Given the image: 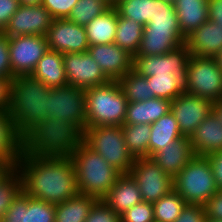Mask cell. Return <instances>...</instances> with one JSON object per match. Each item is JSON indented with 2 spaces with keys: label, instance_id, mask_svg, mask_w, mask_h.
Listing matches in <instances>:
<instances>
[{
  "label": "cell",
  "instance_id": "obj_41",
  "mask_svg": "<svg viewBox=\"0 0 222 222\" xmlns=\"http://www.w3.org/2000/svg\"><path fill=\"white\" fill-rule=\"evenodd\" d=\"M78 0H43L45 7L53 19H66Z\"/></svg>",
  "mask_w": 222,
  "mask_h": 222
},
{
  "label": "cell",
  "instance_id": "obj_37",
  "mask_svg": "<svg viewBox=\"0 0 222 222\" xmlns=\"http://www.w3.org/2000/svg\"><path fill=\"white\" fill-rule=\"evenodd\" d=\"M110 7L103 0H78L66 19L77 25L86 26L96 16L101 15Z\"/></svg>",
  "mask_w": 222,
  "mask_h": 222
},
{
  "label": "cell",
  "instance_id": "obj_55",
  "mask_svg": "<svg viewBox=\"0 0 222 222\" xmlns=\"http://www.w3.org/2000/svg\"><path fill=\"white\" fill-rule=\"evenodd\" d=\"M163 1L166 2V3H169L171 5H174L175 2H176V0H163Z\"/></svg>",
  "mask_w": 222,
  "mask_h": 222
},
{
  "label": "cell",
  "instance_id": "obj_18",
  "mask_svg": "<svg viewBox=\"0 0 222 222\" xmlns=\"http://www.w3.org/2000/svg\"><path fill=\"white\" fill-rule=\"evenodd\" d=\"M185 44L191 55L215 57L222 50V26L208 19L186 37Z\"/></svg>",
  "mask_w": 222,
  "mask_h": 222
},
{
  "label": "cell",
  "instance_id": "obj_53",
  "mask_svg": "<svg viewBox=\"0 0 222 222\" xmlns=\"http://www.w3.org/2000/svg\"><path fill=\"white\" fill-rule=\"evenodd\" d=\"M204 222H222V221L217 220V219H213V218H208V217L206 216V218H205V221H204Z\"/></svg>",
  "mask_w": 222,
  "mask_h": 222
},
{
  "label": "cell",
  "instance_id": "obj_12",
  "mask_svg": "<svg viewBox=\"0 0 222 222\" xmlns=\"http://www.w3.org/2000/svg\"><path fill=\"white\" fill-rule=\"evenodd\" d=\"M63 62L68 85L86 89L111 81L88 52L63 54Z\"/></svg>",
  "mask_w": 222,
  "mask_h": 222
},
{
  "label": "cell",
  "instance_id": "obj_29",
  "mask_svg": "<svg viewBox=\"0 0 222 222\" xmlns=\"http://www.w3.org/2000/svg\"><path fill=\"white\" fill-rule=\"evenodd\" d=\"M183 34L143 32L140 47L136 55H162L185 43Z\"/></svg>",
  "mask_w": 222,
  "mask_h": 222
},
{
  "label": "cell",
  "instance_id": "obj_32",
  "mask_svg": "<svg viewBox=\"0 0 222 222\" xmlns=\"http://www.w3.org/2000/svg\"><path fill=\"white\" fill-rule=\"evenodd\" d=\"M143 30V25L136 23L132 19L123 18L118 15L114 43L134 56L139 50Z\"/></svg>",
  "mask_w": 222,
  "mask_h": 222
},
{
  "label": "cell",
  "instance_id": "obj_51",
  "mask_svg": "<svg viewBox=\"0 0 222 222\" xmlns=\"http://www.w3.org/2000/svg\"><path fill=\"white\" fill-rule=\"evenodd\" d=\"M43 0H19V5L23 6H33L42 5Z\"/></svg>",
  "mask_w": 222,
  "mask_h": 222
},
{
  "label": "cell",
  "instance_id": "obj_5",
  "mask_svg": "<svg viewBox=\"0 0 222 222\" xmlns=\"http://www.w3.org/2000/svg\"><path fill=\"white\" fill-rule=\"evenodd\" d=\"M87 127L124 124L128 101L118 83L85 89Z\"/></svg>",
  "mask_w": 222,
  "mask_h": 222
},
{
  "label": "cell",
  "instance_id": "obj_34",
  "mask_svg": "<svg viewBox=\"0 0 222 222\" xmlns=\"http://www.w3.org/2000/svg\"><path fill=\"white\" fill-rule=\"evenodd\" d=\"M118 83L128 101L139 102L155 98L150 93V85L146 77L137 73L135 70L128 71L123 77L118 80Z\"/></svg>",
  "mask_w": 222,
  "mask_h": 222
},
{
  "label": "cell",
  "instance_id": "obj_19",
  "mask_svg": "<svg viewBox=\"0 0 222 222\" xmlns=\"http://www.w3.org/2000/svg\"><path fill=\"white\" fill-rule=\"evenodd\" d=\"M194 156L190 138L181 136L151 158L173 179Z\"/></svg>",
  "mask_w": 222,
  "mask_h": 222
},
{
  "label": "cell",
  "instance_id": "obj_35",
  "mask_svg": "<svg viewBox=\"0 0 222 222\" xmlns=\"http://www.w3.org/2000/svg\"><path fill=\"white\" fill-rule=\"evenodd\" d=\"M155 0H123L115 2L118 15L145 26L153 18Z\"/></svg>",
  "mask_w": 222,
  "mask_h": 222
},
{
  "label": "cell",
  "instance_id": "obj_21",
  "mask_svg": "<svg viewBox=\"0 0 222 222\" xmlns=\"http://www.w3.org/2000/svg\"><path fill=\"white\" fill-rule=\"evenodd\" d=\"M28 142L18 132L9 111H0V161L16 167Z\"/></svg>",
  "mask_w": 222,
  "mask_h": 222
},
{
  "label": "cell",
  "instance_id": "obj_7",
  "mask_svg": "<svg viewBox=\"0 0 222 222\" xmlns=\"http://www.w3.org/2000/svg\"><path fill=\"white\" fill-rule=\"evenodd\" d=\"M79 138L122 174L129 173L136 160L120 125L87 127Z\"/></svg>",
  "mask_w": 222,
  "mask_h": 222
},
{
  "label": "cell",
  "instance_id": "obj_44",
  "mask_svg": "<svg viewBox=\"0 0 222 222\" xmlns=\"http://www.w3.org/2000/svg\"><path fill=\"white\" fill-rule=\"evenodd\" d=\"M19 7V0H0V32L8 25Z\"/></svg>",
  "mask_w": 222,
  "mask_h": 222
},
{
  "label": "cell",
  "instance_id": "obj_23",
  "mask_svg": "<svg viewBox=\"0 0 222 222\" xmlns=\"http://www.w3.org/2000/svg\"><path fill=\"white\" fill-rule=\"evenodd\" d=\"M33 79L46 84L49 88L68 85L63 62V53L48 50L38 61L30 75Z\"/></svg>",
  "mask_w": 222,
  "mask_h": 222
},
{
  "label": "cell",
  "instance_id": "obj_26",
  "mask_svg": "<svg viewBox=\"0 0 222 222\" xmlns=\"http://www.w3.org/2000/svg\"><path fill=\"white\" fill-rule=\"evenodd\" d=\"M118 12L114 6L90 21L85 28L89 46L114 43Z\"/></svg>",
  "mask_w": 222,
  "mask_h": 222
},
{
  "label": "cell",
  "instance_id": "obj_3",
  "mask_svg": "<svg viewBox=\"0 0 222 222\" xmlns=\"http://www.w3.org/2000/svg\"><path fill=\"white\" fill-rule=\"evenodd\" d=\"M87 128L85 89L73 85L51 88L46 118V144L78 138Z\"/></svg>",
  "mask_w": 222,
  "mask_h": 222
},
{
  "label": "cell",
  "instance_id": "obj_16",
  "mask_svg": "<svg viewBox=\"0 0 222 222\" xmlns=\"http://www.w3.org/2000/svg\"><path fill=\"white\" fill-rule=\"evenodd\" d=\"M55 205L29 197L21 191L1 222H54Z\"/></svg>",
  "mask_w": 222,
  "mask_h": 222
},
{
  "label": "cell",
  "instance_id": "obj_42",
  "mask_svg": "<svg viewBox=\"0 0 222 222\" xmlns=\"http://www.w3.org/2000/svg\"><path fill=\"white\" fill-rule=\"evenodd\" d=\"M0 78L14 79L9 55V37L0 32Z\"/></svg>",
  "mask_w": 222,
  "mask_h": 222
},
{
  "label": "cell",
  "instance_id": "obj_30",
  "mask_svg": "<svg viewBox=\"0 0 222 222\" xmlns=\"http://www.w3.org/2000/svg\"><path fill=\"white\" fill-rule=\"evenodd\" d=\"M143 32L182 34L174 5L155 0L153 18L144 26Z\"/></svg>",
  "mask_w": 222,
  "mask_h": 222
},
{
  "label": "cell",
  "instance_id": "obj_22",
  "mask_svg": "<svg viewBox=\"0 0 222 222\" xmlns=\"http://www.w3.org/2000/svg\"><path fill=\"white\" fill-rule=\"evenodd\" d=\"M102 200L120 216L143 201L139 187L129 173L121 174Z\"/></svg>",
  "mask_w": 222,
  "mask_h": 222
},
{
  "label": "cell",
  "instance_id": "obj_13",
  "mask_svg": "<svg viewBox=\"0 0 222 222\" xmlns=\"http://www.w3.org/2000/svg\"><path fill=\"white\" fill-rule=\"evenodd\" d=\"M212 111V102L184 92L170 101V112L178 121L183 136H190Z\"/></svg>",
  "mask_w": 222,
  "mask_h": 222
},
{
  "label": "cell",
  "instance_id": "obj_31",
  "mask_svg": "<svg viewBox=\"0 0 222 222\" xmlns=\"http://www.w3.org/2000/svg\"><path fill=\"white\" fill-rule=\"evenodd\" d=\"M124 139L133 157H149L151 124H123Z\"/></svg>",
  "mask_w": 222,
  "mask_h": 222
},
{
  "label": "cell",
  "instance_id": "obj_15",
  "mask_svg": "<svg viewBox=\"0 0 222 222\" xmlns=\"http://www.w3.org/2000/svg\"><path fill=\"white\" fill-rule=\"evenodd\" d=\"M52 21L53 18L49 11L42 5H19L2 32L8 37L24 35L45 36Z\"/></svg>",
  "mask_w": 222,
  "mask_h": 222
},
{
  "label": "cell",
  "instance_id": "obj_50",
  "mask_svg": "<svg viewBox=\"0 0 222 222\" xmlns=\"http://www.w3.org/2000/svg\"><path fill=\"white\" fill-rule=\"evenodd\" d=\"M12 169V167L0 161V180Z\"/></svg>",
  "mask_w": 222,
  "mask_h": 222
},
{
  "label": "cell",
  "instance_id": "obj_4",
  "mask_svg": "<svg viewBox=\"0 0 222 222\" xmlns=\"http://www.w3.org/2000/svg\"><path fill=\"white\" fill-rule=\"evenodd\" d=\"M74 161L79 193L102 200L122 174L79 137L60 143Z\"/></svg>",
  "mask_w": 222,
  "mask_h": 222
},
{
  "label": "cell",
  "instance_id": "obj_45",
  "mask_svg": "<svg viewBox=\"0 0 222 222\" xmlns=\"http://www.w3.org/2000/svg\"><path fill=\"white\" fill-rule=\"evenodd\" d=\"M205 214L208 218L222 221V194L218 191L204 204Z\"/></svg>",
  "mask_w": 222,
  "mask_h": 222
},
{
  "label": "cell",
  "instance_id": "obj_28",
  "mask_svg": "<svg viewBox=\"0 0 222 222\" xmlns=\"http://www.w3.org/2000/svg\"><path fill=\"white\" fill-rule=\"evenodd\" d=\"M97 198L78 194L55 205L54 222H85Z\"/></svg>",
  "mask_w": 222,
  "mask_h": 222
},
{
  "label": "cell",
  "instance_id": "obj_39",
  "mask_svg": "<svg viewBox=\"0 0 222 222\" xmlns=\"http://www.w3.org/2000/svg\"><path fill=\"white\" fill-rule=\"evenodd\" d=\"M121 222H155L152 203L142 201L127 209L121 215Z\"/></svg>",
  "mask_w": 222,
  "mask_h": 222
},
{
  "label": "cell",
  "instance_id": "obj_17",
  "mask_svg": "<svg viewBox=\"0 0 222 222\" xmlns=\"http://www.w3.org/2000/svg\"><path fill=\"white\" fill-rule=\"evenodd\" d=\"M87 52L111 81H118L133 69V55L115 43L91 45Z\"/></svg>",
  "mask_w": 222,
  "mask_h": 222
},
{
  "label": "cell",
  "instance_id": "obj_40",
  "mask_svg": "<svg viewBox=\"0 0 222 222\" xmlns=\"http://www.w3.org/2000/svg\"><path fill=\"white\" fill-rule=\"evenodd\" d=\"M85 222H121V216L103 200H98L91 208Z\"/></svg>",
  "mask_w": 222,
  "mask_h": 222
},
{
  "label": "cell",
  "instance_id": "obj_25",
  "mask_svg": "<svg viewBox=\"0 0 222 222\" xmlns=\"http://www.w3.org/2000/svg\"><path fill=\"white\" fill-rule=\"evenodd\" d=\"M169 111L170 101L164 98L130 102L127 105L124 124H152Z\"/></svg>",
  "mask_w": 222,
  "mask_h": 222
},
{
  "label": "cell",
  "instance_id": "obj_2",
  "mask_svg": "<svg viewBox=\"0 0 222 222\" xmlns=\"http://www.w3.org/2000/svg\"><path fill=\"white\" fill-rule=\"evenodd\" d=\"M51 88L29 76H17L11 84L10 116L20 135L32 144H46V118Z\"/></svg>",
  "mask_w": 222,
  "mask_h": 222
},
{
  "label": "cell",
  "instance_id": "obj_27",
  "mask_svg": "<svg viewBox=\"0 0 222 222\" xmlns=\"http://www.w3.org/2000/svg\"><path fill=\"white\" fill-rule=\"evenodd\" d=\"M181 136L183 135L179 129L178 121L169 111L151 124L149 157Z\"/></svg>",
  "mask_w": 222,
  "mask_h": 222
},
{
  "label": "cell",
  "instance_id": "obj_10",
  "mask_svg": "<svg viewBox=\"0 0 222 222\" xmlns=\"http://www.w3.org/2000/svg\"><path fill=\"white\" fill-rule=\"evenodd\" d=\"M48 50L45 36L24 35L9 37L12 74L15 77L31 75L38 61Z\"/></svg>",
  "mask_w": 222,
  "mask_h": 222
},
{
  "label": "cell",
  "instance_id": "obj_48",
  "mask_svg": "<svg viewBox=\"0 0 222 222\" xmlns=\"http://www.w3.org/2000/svg\"><path fill=\"white\" fill-rule=\"evenodd\" d=\"M208 19L222 26V0H208Z\"/></svg>",
  "mask_w": 222,
  "mask_h": 222
},
{
  "label": "cell",
  "instance_id": "obj_49",
  "mask_svg": "<svg viewBox=\"0 0 222 222\" xmlns=\"http://www.w3.org/2000/svg\"><path fill=\"white\" fill-rule=\"evenodd\" d=\"M212 111L219 119L220 123L222 124V99L217 102L212 103Z\"/></svg>",
  "mask_w": 222,
  "mask_h": 222
},
{
  "label": "cell",
  "instance_id": "obj_54",
  "mask_svg": "<svg viewBox=\"0 0 222 222\" xmlns=\"http://www.w3.org/2000/svg\"><path fill=\"white\" fill-rule=\"evenodd\" d=\"M103 1L107 2L110 6H114L116 2V0H103Z\"/></svg>",
  "mask_w": 222,
  "mask_h": 222
},
{
  "label": "cell",
  "instance_id": "obj_47",
  "mask_svg": "<svg viewBox=\"0 0 222 222\" xmlns=\"http://www.w3.org/2000/svg\"><path fill=\"white\" fill-rule=\"evenodd\" d=\"M12 80L0 78V111H9L10 109Z\"/></svg>",
  "mask_w": 222,
  "mask_h": 222
},
{
  "label": "cell",
  "instance_id": "obj_11",
  "mask_svg": "<svg viewBox=\"0 0 222 222\" xmlns=\"http://www.w3.org/2000/svg\"><path fill=\"white\" fill-rule=\"evenodd\" d=\"M190 56L185 43L162 55H134L133 70L144 77L156 74H173L177 78H185Z\"/></svg>",
  "mask_w": 222,
  "mask_h": 222
},
{
  "label": "cell",
  "instance_id": "obj_20",
  "mask_svg": "<svg viewBox=\"0 0 222 222\" xmlns=\"http://www.w3.org/2000/svg\"><path fill=\"white\" fill-rule=\"evenodd\" d=\"M190 141L194 154L198 156L222 151V124L213 111L198 125Z\"/></svg>",
  "mask_w": 222,
  "mask_h": 222
},
{
  "label": "cell",
  "instance_id": "obj_52",
  "mask_svg": "<svg viewBox=\"0 0 222 222\" xmlns=\"http://www.w3.org/2000/svg\"><path fill=\"white\" fill-rule=\"evenodd\" d=\"M214 58L217 62V65L222 70V50Z\"/></svg>",
  "mask_w": 222,
  "mask_h": 222
},
{
  "label": "cell",
  "instance_id": "obj_9",
  "mask_svg": "<svg viewBox=\"0 0 222 222\" xmlns=\"http://www.w3.org/2000/svg\"><path fill=\"white\" fill-rule=\"evenodd\" d=\"M129 174L144 202L154 203L173 190V179L151 157L136 158Z\"/></svg>",
  "mask_w": 222,
  "mask_h": 222
},
{
  "label": "cell",
  "instance_id": "obj_6",
  "mask_svg": "<svg viewBox=\"0 0 222 222\" xmlns=\"http://www.w3.org/2000/svg\"><path fill=\"white\" fill-rule=\"evenodd\" d=\"M173 189L187 204L204 205L218 191L210 161L195 155L173 178Z\"/></svg>",
  "mask_w": 222,
  "mask_h": 222
},
{
  "label": "cell",
  "instance_id": "obj_33",
  "mask_svg": "<svg viewBox=\"0 0 222 222\" xmlns=\"http://www.w3.org/2000/svg\"><path fill=\"white\" fill-rule=\"evenodd\" d=\"M150 85V93L156 98L169 101L185 92V78H177L173 74H156L146 77Z\"/></svg>",
  "mask_w": 222,
  "mask_h": 222
},
{
  "label": "cell",
  "instance_id": "obj_46",
  "mask_svg": "<svg viewBox=\"0 0 222 222\" xmlns=\"http://www.w3.org/2000/svg\"><path fill=\"white\" fill-rule=\"evenodd\" d=\"M210 161L211 169L214 175L215 184L218 189L222 188V151L215 152L206 156Z\"/></svg>",
  "mask_w": 222,
  "mask_h": 222
},
{
  "label": "cell",
  "instance_id": "obj_38",
  "mask_svg": "<svg viewBox=\"0 0 222 222\" xmlns=\"http://www.w3.org/2000/svg\"><path fill=\"white\" fill-rule=\"evenodd\" d=\"M22 191V180L14 167L0 180V222L12 201Z\"/></svg>",
  "mask_w": 222,
  "mask_h": 222
},
{
  "label": "cell",
  "instance_id": "obj_1",
  "mask_svg": "<svg viewBox=\"0 0 222 222\" xmlns=\"http://www.w3.org/2000/svg\"><path fill=\"white\" fill-rule=\"evenodd\" d=\"M15 168L29 197L56 205L79 194L74 161L60 144L28 143Z\"/></svg>",
  "mask_w": 222,
  "mask_h": 222
},
{
  "label": "cell",
  "instance_id": "obj_14",
  "mask_svg": "<svg viewBox=\"0 0 222 222\" xmlns=\"http://www.w3.org/2000/svg\"><path fill=\"white\" fill-rule=\"evenodd\" d=\"M45 37L48 49L59 53H81L89 48L84 26L68 19H53Z\"/></svg>",
  "mask_w": 222,
  "mask_h": 222
},
{
  "label": "cell",
  "instance_id": "obj_8",
  "mask_svg": "<svg viewBox=\"0 0 222 222\" xmlns=\"http://www.w3.org/2000/svg\"><path fill=\"white\" fill-rule=\"evenodd\" d=\"M185 92L212 103L222 99V70L214 57L190 56L186 68Z\"/></svg>",
  "mask_w": 222,
  "mask_h": 222
},
{
  "label": "cell",
  "instance_id": "obj_43",
  "mask_svg": "<svg viewBox=\"0 0 222 222\" xmlns=\"http://www.w3.org/2000/svg\"><path fill=\"white\" fill-rule=\"evenodd\" d=\"M205 218L204 205L186 204L175 222H204Z\"/></svg>",
  "mask_w": 222,
  "mask_h": 222
},
{
  "label": "cell",
  "instance_id": "obj_36",
  "mask_svg": "<svg viewBox=\"0 0 222 222\" xmlns=\"http://www.w3.org/2000/svg\"><path fill=\"white\" fill-rule=\"evenodd\" d=\"M187 202L173 189L152 203L155 222H175Z\"/></svg>",
  "mask_w": 222,
  "mask_h": 222
},
{
  "label": "cell",
  "instance_id": "obj_24",
  "mask_svg": "<svg viewBox=\"0 0 222 222\" xmlns=\"http://www.w3.org/2000/svg\"><path fill=\"white\" fill-rule=\"evenodd\" d=\"M174 9L185 38L208 20V0H176Z\"/></svg>",
  "mask_w": 222,
  "mask_h": 222
}]
</instances>
